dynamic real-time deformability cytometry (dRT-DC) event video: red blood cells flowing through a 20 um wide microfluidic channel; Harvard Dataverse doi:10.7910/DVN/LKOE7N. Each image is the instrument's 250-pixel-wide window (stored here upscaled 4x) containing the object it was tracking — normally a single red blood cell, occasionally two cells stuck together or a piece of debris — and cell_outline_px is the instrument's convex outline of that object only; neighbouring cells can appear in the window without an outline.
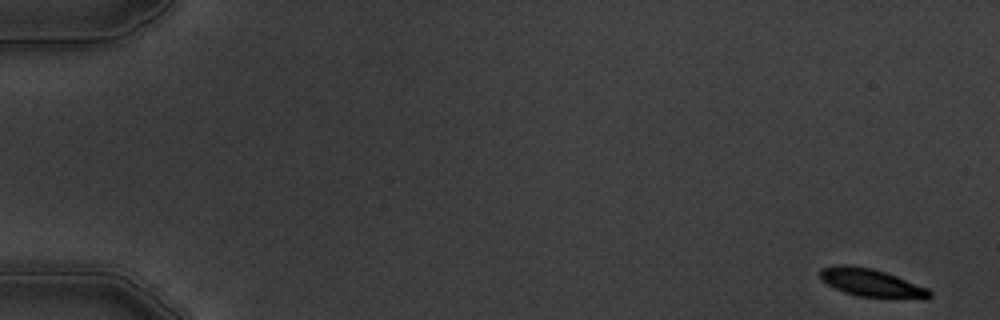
{"species": "common noctule bat (a hibernating species)", "species_latin": "Nyctalus noctula", "temperature_condition": "warm", "stored_images_in_passage": 15, "camera_frame_rate_fps": 3000, "um_per_image_px": 0.085, "animal": {"sex": "male", "body_mass_g": 19.5, "forearm_length_mm": 54.6}, "frame": {"image": 1, "passage_image": 1, "time_ms": 0.0, "image_size_px": [1000, 320], "cell_outline_px": [[932, 296], [928, 300], [924, 300], [860, 296], [844, 292], [820, 280], [820, 268], [840, 264], [848, 264], [872, 268], [896, 276], [928, 288], [932, 292]], "centroid_in_image_um": [74.12, 24.05], "position_along_channel_um": 10.9, "area_um2": 18.09}}
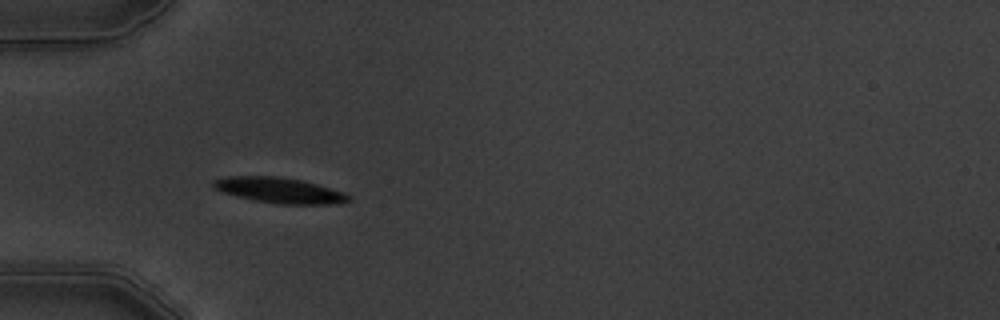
{"frame": {"image": 2, "passage_image": 5, "time_ms": 5.333, "image_size_px": [1000, 320], "cell_outline_px": [[352, 200], [336, 204], [276, 204], [236, 196], [224, 192], [216, 188], [212, 184], [212, 180], [228, 176], [280, 176], [304, 180], [344, 192], [352, 196]], "centroid_in_image_um": [23.81, 16.17], "position_along_channel_um": 61.2, "area_um2": 20.23}, "authors_computed_cell_mechanics": {"area_um2": 19.363, "velocity_mm_per_s": 3.7603, "shape_relaxation_time_tau1_ms": 1.2961, "shape_relaxation_time_tau2_ms": null, "deformation_change_tau1": 0.0952, "deformation_change_tau2": null}}